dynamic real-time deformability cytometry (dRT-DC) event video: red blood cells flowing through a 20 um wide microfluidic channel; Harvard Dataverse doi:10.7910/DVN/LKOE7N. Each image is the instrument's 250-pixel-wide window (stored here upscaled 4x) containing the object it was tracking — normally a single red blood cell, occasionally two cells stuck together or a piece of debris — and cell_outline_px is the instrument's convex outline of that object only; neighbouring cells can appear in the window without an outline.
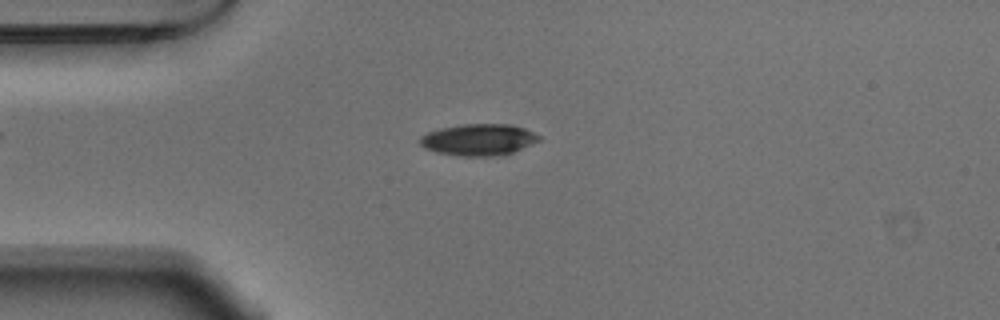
{"species": "Egyptian fruit bat (a non-hibernating species)", "species_latin": "Rousettus aegyptiacus", "temperature_condition": "warm", "stored_images_in_passage": 53, "camera_frame_rate_fps": 3000, "um_per_image_px": 0.085, "animal": {"sex": "male"}, "frame": {"image": 1, "passage_image": 13, "time_ms": 4.0, "image_size_px": [1000, 320], "cell_outline_px": [[540, 140], [532, 144], [512, 152], [500, 156], [460, 156], [436, 152], [424, 148], [420, 144], [420, 136], [428, 132], [440, 128], [464, 124], [508, 124], [524, 128], [540, 136]], "centroid_in_image_um": [40.66, 11.88], "position_along_channel_um": 44.3, "area_um2": 21.85}}
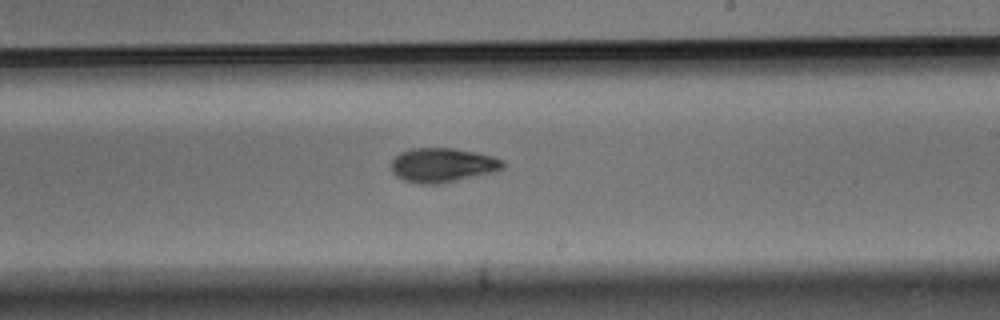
{"frame": {"image": 2, "passage_image": 31, "time_ms": 10.0, "image_size_px": [1000, 320], "cell_outline_px": [[504, 168], [496, 172], [440, 184], [420, 184], [404, 180], [396, 176], [392, 172], [388, 164], [400, 152], [412, 148], [452, 148], [476, 152], [492, 156], [504, 160]], "centroid_in_image_um": [37.61, 14.04], "position_along_channel_um": 251.4, "area_um2": 22.66}}
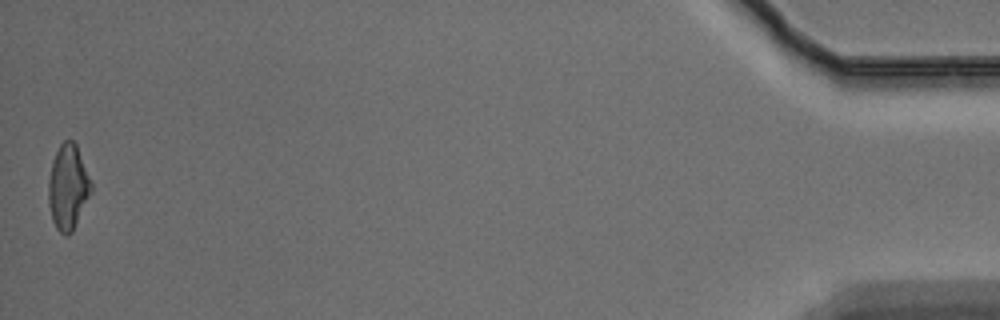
{"frame": {"image": 3, "passage_image": 53, "time_ms": 17.333, "image_size_px": [1000, 320], "cell_outline_px": [[92, 192], [72, 232], [68, 236], [64, 236], [56, 228], [52, 220], [48, 204], [48, 180], [52, 160], [60, 144], [64, 140], [72, 140], [76, 144], [92, 184]], "centroid_in_image_um": [5.77, 15.93], "position_along_channel_um": 429.4, "area_um2": 21.27}, "authors_computed_cell_mechanics": {"area_um2": 21.386, "velocity_mm_per_s": 3.7352, "shape_relaxation_time_tau1_ms": 4.933, "shape_relaxation_time_tau2_ms": 6.5282, "deformation_change_tau1": 0.1569, "deformation_change_tau2": 0.1268}}